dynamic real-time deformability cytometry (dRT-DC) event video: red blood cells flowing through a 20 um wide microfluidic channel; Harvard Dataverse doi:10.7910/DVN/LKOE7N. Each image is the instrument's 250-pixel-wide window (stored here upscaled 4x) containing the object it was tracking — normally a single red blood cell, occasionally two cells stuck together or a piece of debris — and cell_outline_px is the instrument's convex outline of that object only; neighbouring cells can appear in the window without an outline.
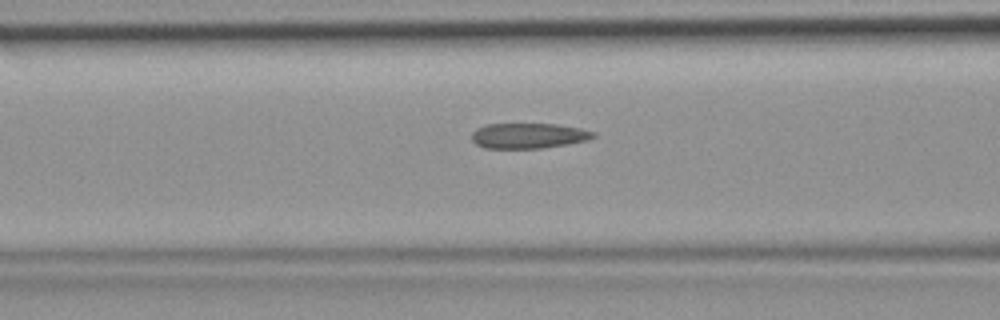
{"species": "common noctule bat (a hibernating species)", "species_latin": "Nyctalus noctula", "temperature_condition": "room temperature", "stored_images_in_passage": 48, "camera_frame_rate_fps": 3000, "um_per_image_px": 0.085, "animal": {"sex": "female", "body_mass_g": 19.9}, "frame": {"image": 1, "passage_image": 19, "time_ms": 6.0, "image_size_px": [1000, 320], "cell_outline_px": [[596, 136], [588, 140], [568, 144], [540, 148], [484, 148], [476, 144], [472, 140], [472, 132], [476, 128], [484, 124], [556, 124], [580, 128], [596, 132]], "centroid_in_image_um": [44.92, 11.53], "position_along_channel_um": 121.7, "area_um2": 18.03}}
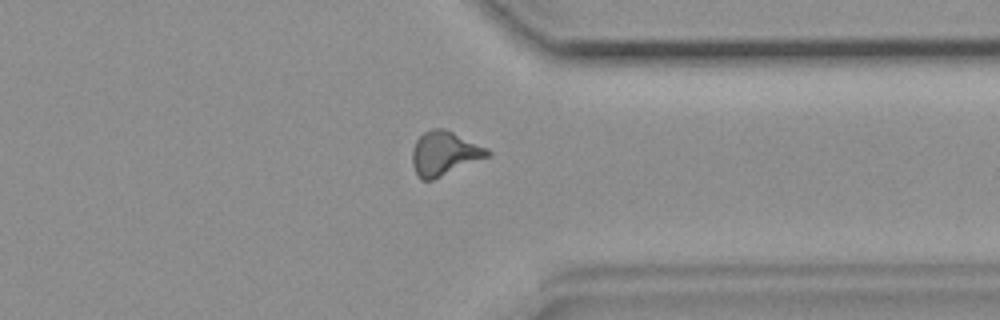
{"frame": {"image": 2, "passage_image": 37, "time_ms": 12.0, "image_size_px": [1000, 320], "cell_outline_px": [[492, 156], [432, 180], [420, 180], [412, 164], [412, 148], [416, 140], [424, 132], [432, 128], [444, 128], [488, 148], [492, 152]], "centroid_in_image_um": [37.8, 13.04], "position_along_channel_um": 373.6, "area_um2": 19.54}}
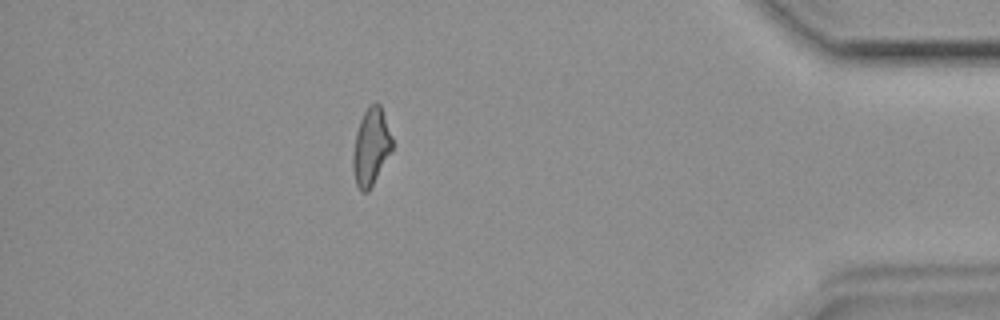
{"frame": {"image": 3, "passage_image": 42, "time_ms": 13.667, "image_size_px": [1000, 320], "cell_outline_px": [[392, 148], [368, 192], [364, 192], [356, 184], [352, 168], [352, 156], [356, 132], [360, 120], [364, 112], [372, 104], [380, 104], [392, 136]], "centroid_in_image_um": [31.51, 12.48], "position_along_channel_um": 403.7, "area_um2": 17.17}}